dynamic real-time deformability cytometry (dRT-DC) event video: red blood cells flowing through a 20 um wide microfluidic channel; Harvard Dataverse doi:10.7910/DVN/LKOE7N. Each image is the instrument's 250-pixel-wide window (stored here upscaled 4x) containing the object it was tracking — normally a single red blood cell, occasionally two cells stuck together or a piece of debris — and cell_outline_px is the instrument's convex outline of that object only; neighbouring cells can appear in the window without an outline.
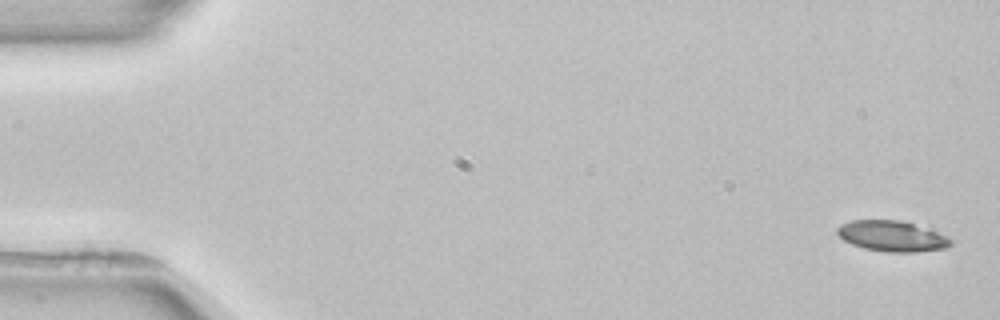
{"species": "common noctule bat (a hibernating species)", "species_latin": "Nyctalus noctula", "temperature_condition": "room temperature", "stored_images_in_passage": 5, "camera_frame_rate_fps": 3000, "um_per_image_px": 0.085, "animal": {"sex": "female", "body_mass_g": 22.7, "forearm_length_mm": 54.2}, "frame": {"image": 1, "passage_image": 1, "time_ms": 0.0, "image_size_px": [1000, 320], "cell_outline_px": [[952, 244], [944, 248], [916, 252], [884, 252], [864, 248], [852, 244], [844, 240], [836, 232], [836, 228], [840, 224], [852, 220], [900, 220], [932, 228], [952, 240]], "centroid_in_image_um": [75.83, 20.06], "position_along_channel_um": 9.2, "area_um2": 20.46}}